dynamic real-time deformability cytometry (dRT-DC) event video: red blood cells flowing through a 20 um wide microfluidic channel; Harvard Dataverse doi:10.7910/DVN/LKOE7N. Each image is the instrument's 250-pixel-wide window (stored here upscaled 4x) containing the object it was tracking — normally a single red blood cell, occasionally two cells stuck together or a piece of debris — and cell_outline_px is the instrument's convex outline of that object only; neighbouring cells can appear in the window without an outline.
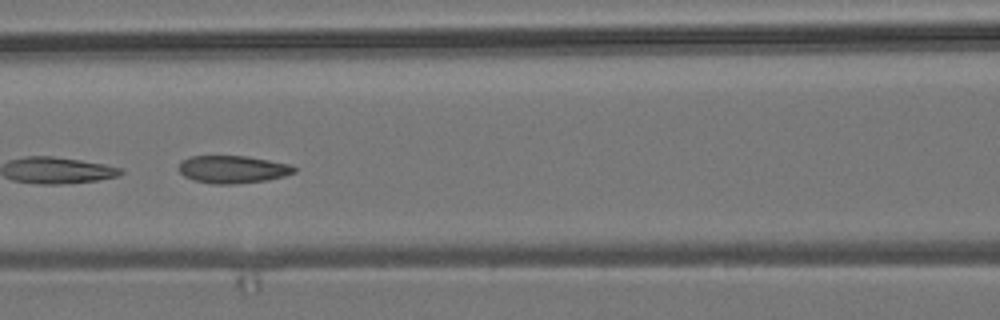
{"species": "common noctule bat (a hibernating species)", "species_latin": "Nyctalus noctula", "temperature_condition": "room temperature", "stored_images_in_passage": 9, "camera_frame_rate_fps": 3000, "um_per_image_px": 0.085, "animal": {"sex": "male", "body_mass_g": 19.2, "forearm_length_mm": 51.8}, "frame": {"image": 1, "passage_image": 6, "time_ms": 1.667, "image_size_px": [1000, 320], "cell_outline_px": [[296, 172], [284, 176], [268, 180], [232, 184], [216, 184], [192, 180], [184, 176], [176, 168], [180, 160], [192, 156], [244, 156], [292, 164], [296, 168]], "centroid_in_image_um": [19.75, 14.39], "position_along_channel_um": 146.8, "area_um2": 18.73}}
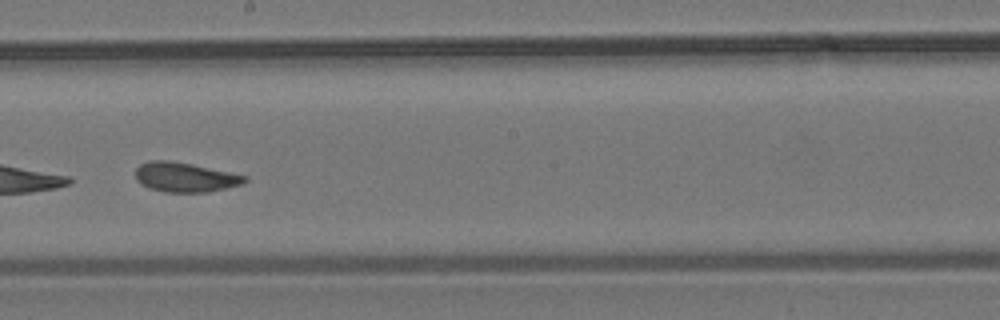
{"frame": {"image": 2, "passage_image": 8, "time_ms": 2.333, "image_size_px": [1000, 320], "cell_outline_px": [[248, 180], [240, 184], [208, 192], [164, 192], [148, 188], [140, 184], [136, 180], [136, 168], [140, 164], [148, 160], [168, 160], [192, 164], [248, 176]], "centroid_in_image_um": [15.68, 15.06], "position_along_channel_um": 232.5, "area_um2": 18.84}}
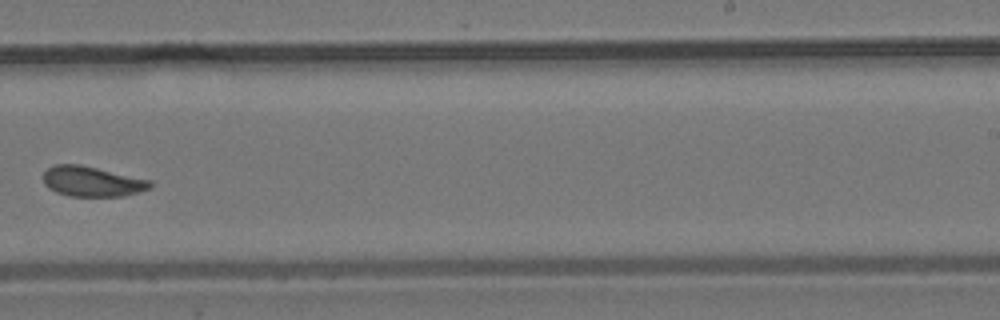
{"frame": {"image": 3, "passage_image": 9, "time_ms": 2.667, "image_size_px": [1000, 320], "cell_outline_px": [[152, 188], [124, 196], [68, 196], [56, 192], [48, 188], [44, 184], [44, 172], [52, 164], [80, 164], [152, 180]], "centroid_in_image_um": [7.83, 15.42], "position_along_channel_um": 281.2, "area_um2": 18.96}}